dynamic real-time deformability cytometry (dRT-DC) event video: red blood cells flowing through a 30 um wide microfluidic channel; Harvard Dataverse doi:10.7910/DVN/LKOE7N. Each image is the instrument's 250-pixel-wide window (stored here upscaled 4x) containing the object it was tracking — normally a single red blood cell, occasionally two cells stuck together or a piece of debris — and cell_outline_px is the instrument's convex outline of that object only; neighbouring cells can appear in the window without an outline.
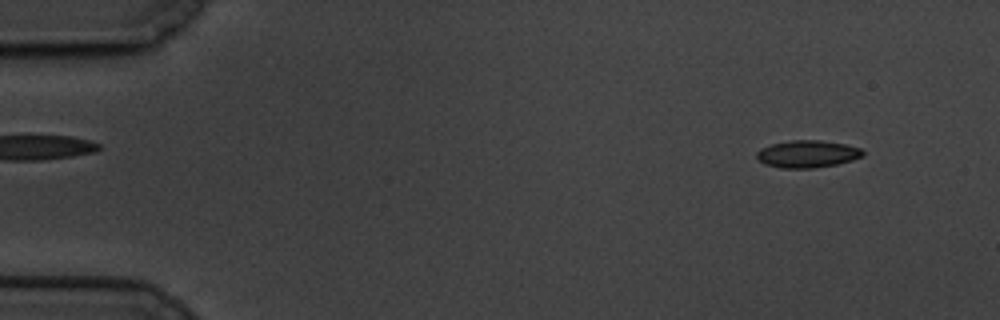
{"species": "common noctule bat (a hibernating species)", "species_latin": "Nyctalus noctula", "temperature_condition": "cold", "stored_images_in_passage": 60, "camera_frame_rate_fps": 3000, "um_per_image_px": 0.085, "animal": {"sex": "male", "body_mass_g": 19.5, "forearm_length_mm": 54.6}, "frame": {"image": 1, "passage_image": 5, "time_ms": 1.333, "image_size_px": [1000, 320], "cell_outline_px": [[864, 156], [852, 160], [836, 164], [812, 168], [780, 168], [764, 164], [756, 156], [756, 152], [760, 148], [772, 144], [792, 140], [820, 140], [848, 144], [860, 148], [864, 152]], "centroid_in_image_um": [68.64, 13.08], "position_along_channel_um": 16.4, "area_um2": 16.94}}
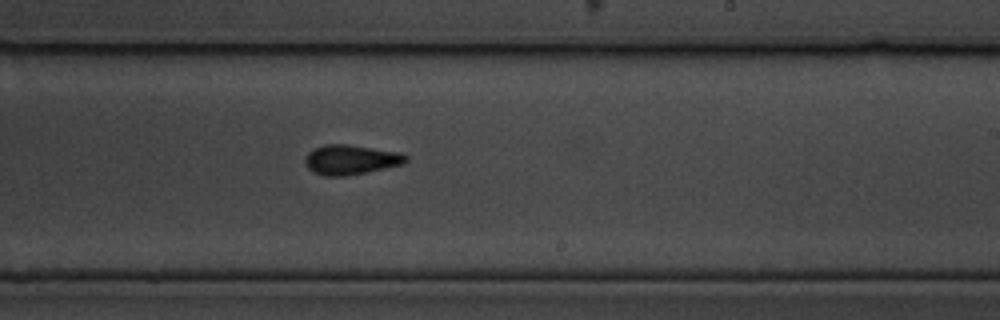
{"frame": {"image": 2, "passage_image": 36, "time_ms": 11.667, "image_size_px": [1000, 320], "cell_outline_px": [[408, 160], [404, 164], [344, 176], [324, 176], [312, 172], [304, 164], [304, 156], [312, 148], [324, 144], [348, 144], [400, 152], [408, 156]], "centroid_in_image_um": [29.77, 13.56], "position_along_channel_um": 259.2, "area_um2": 17.69}}
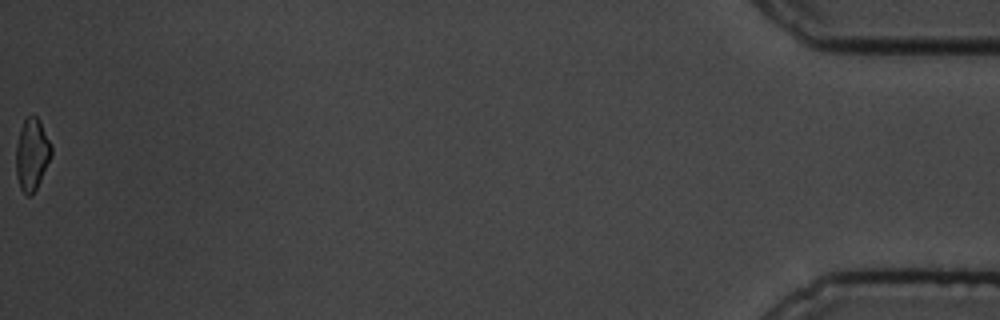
{"frame": {"image": 3, "passage_image": 60, "time_ms": 19.667, "image_size_px": [1000, 320], "cell_outline_px": [[52, 156], [36, 188], [28, 196], [20, 188], [16, 176], [16, 144], [20, 128], [24, 120], [32, 112], [40, 120], [52, 144]], "centroid_in_image_um": [2.72, 13.06], "position_along_channel_um": 432.5, "area_um2": 14.97}, "authors_computed_cell_mechanics": {"area_um2": 16.6175, "velocity_mm_per_s": 3.3613, "shape_relaxation_time_tau1_ms": 2.9361, "shape_relaxation_time_tau2_ms": 4.5684, "deformation_change_tau1": 0.0992, "deformation_change_tau2": 0.0809}}